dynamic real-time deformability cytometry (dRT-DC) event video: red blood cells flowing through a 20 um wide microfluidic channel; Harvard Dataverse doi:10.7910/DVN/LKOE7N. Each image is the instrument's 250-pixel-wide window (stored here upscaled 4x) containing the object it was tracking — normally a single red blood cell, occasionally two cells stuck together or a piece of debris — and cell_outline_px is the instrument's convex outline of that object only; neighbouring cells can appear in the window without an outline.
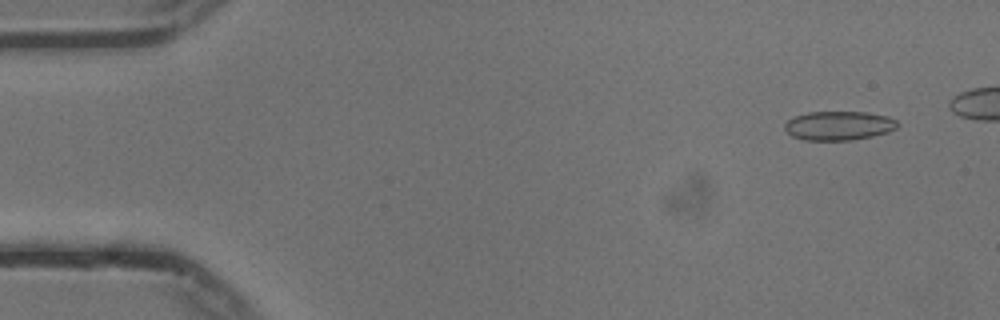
{"species": "common noctule bat (a hibernating species)", "species_latin": "Nyctalus noctula", "temperature_condition": "cold", "stored_images_in_passage": 48, "camera_frame_rate_fps": 3000, "um_per_image_px": 0.085, "animal": {"sex": "male", "body_mass_g": 13.3}, "frame": {"image": 1, "passage_image": 4, "time_ms": 1.0, "image_size_px": [1000, 320], "cell_outline_px": [[900, 124], [896, 128], [888, 132], [872, 136], [852, 140], [804, 140], [792, 136], [784, 128], [784, 124], [788, 120], [796, 116], [808, 112], [868, 112], [888, 116], [896, 120]], "centroid_in_image_um": [71.32, 10.68], "position_along_channel_um": 13.7, "area_um2": 19.13}}
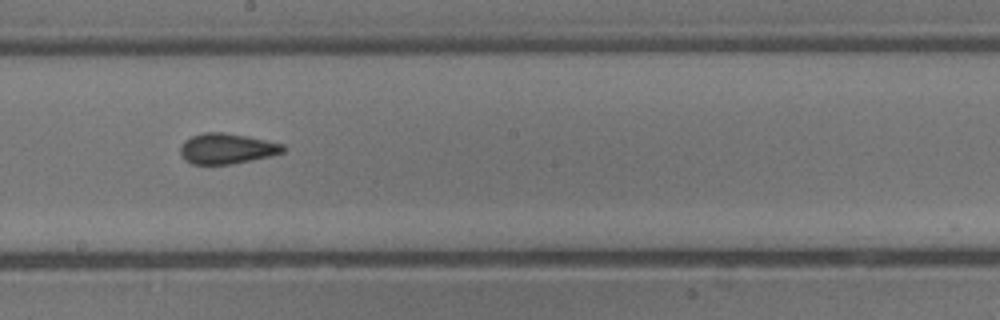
{"frame": {"image": 2, "passage_image": 30, "time_ms": 9.667, "image_size_px": [1000, 320], "cell_outline_px": [[284, 152], [252, 160], [232, 164], [192, 164], [184, 160], [180, 156], [180, 144], [184, 140], [192, 136], [204, 132], [224, 132], [248, 136], [284, 144]], "centroid_in_image_um": [19.23, 12.63], "position_along_channel_um": 229.0, "area_um2": 18.38}}
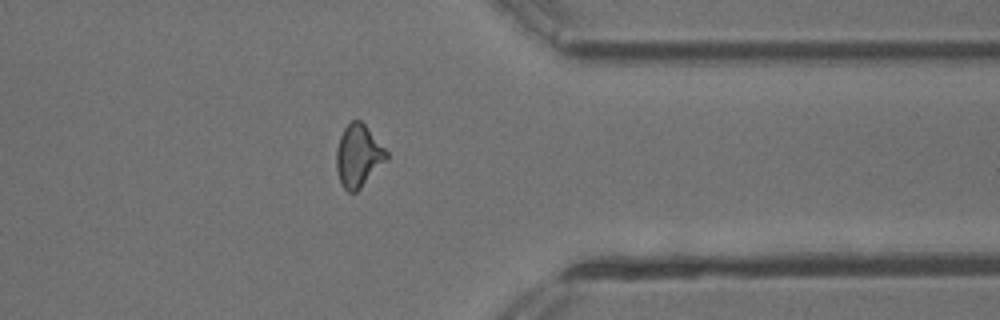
{"frame": {"image": 3, "passage_image": 43, "time_ms": 14.0, "image_size_px": [1000, 320], "cell_outline_px": [[388, 160], [356, 192], [348, 192], [340, 184], [336, 168], [336, 148], [340, 136], [344, 128], [352, 120], [360, 120], [364, 124], [388, 152]], "centroid_in_image_um": [30.45, 13.26], "position_along_channel_um": 380.9, "area_um2": 18.26}}